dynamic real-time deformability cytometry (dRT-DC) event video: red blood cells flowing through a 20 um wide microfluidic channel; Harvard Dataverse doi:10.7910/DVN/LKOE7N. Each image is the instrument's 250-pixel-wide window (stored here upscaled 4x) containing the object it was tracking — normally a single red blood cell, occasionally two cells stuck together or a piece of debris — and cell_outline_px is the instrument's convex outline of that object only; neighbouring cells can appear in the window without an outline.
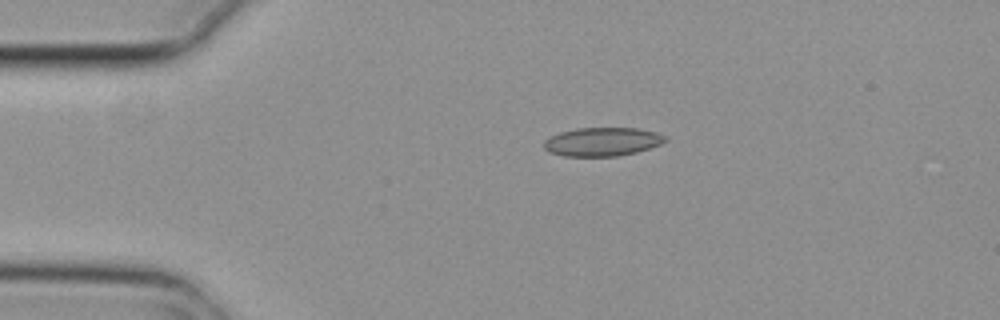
{"species": "common noctule bat (a hibernating species)", "species_latin": "Nyctalus noctula", "temperature_condition": "cold", "stored_images_in_passage": 2, "camera_frame_rate_fps": 3000, "um_per_image_px": 0.085, "animal": {"sex": "female", "body_mass_g": 29.2, "forearm_length_mm": 56.3}, "frame": {"image": 1, "passage_image": 1, "time_ms": 0.0, "image_size_px": [1000, 320], "cell_outline_px": [[668, 140], [660, 144], [636, 152], [616, 156], [564, 156], [548, 152], [544, 148], [544, 140], [548, 136], [560, 132], [576, 128], [636, 128], [656, 132], [668, 136]], "centroid_in_image_um": [51.18, 12.04], "position_along_channel_um": 33.8, "area_um2": 20.35}}